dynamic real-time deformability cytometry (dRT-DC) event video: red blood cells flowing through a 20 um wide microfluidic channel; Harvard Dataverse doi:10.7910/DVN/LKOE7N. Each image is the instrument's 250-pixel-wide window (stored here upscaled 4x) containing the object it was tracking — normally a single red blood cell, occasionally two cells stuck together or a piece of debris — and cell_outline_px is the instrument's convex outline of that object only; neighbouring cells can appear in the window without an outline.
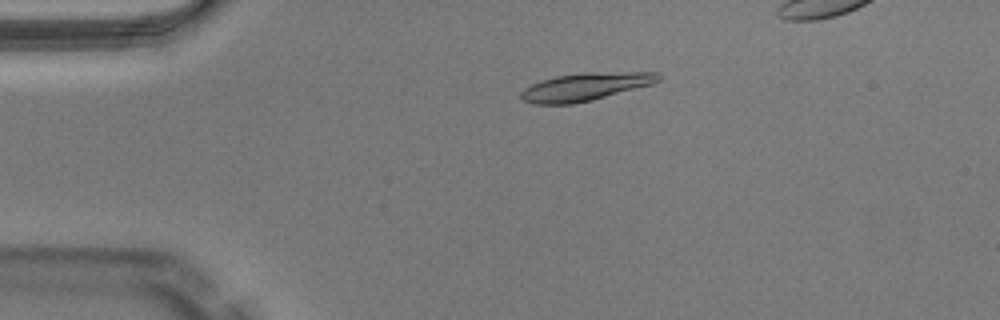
{"species": "Egyptian fruit bat (a non-hibernating species)", "species_latin": "Rousettus aegyptiacus", "temperature_condition": "warm", "stored_images_in_passage": 46, "segment_of_instrument_passage": [1, 2], "camera_frame_rate_fps": 3000, "um_per_image_px": 0.085, "animal": {"sex": "male"}, "frame": {"image": 1, "passage_image": 11, "time_ms": 3.333, "image_size_px": [1000, 320], "cell_outline_px": [[660, 80], [652, 84], [592, 100], [572, 104], [536, 104], [520, 100], [520, 92], [524, 88], [532, 84], [556, 76], [592, 72], [656, 72], [660, 76]], "centroid_in_image_um": [49.73, 7.38], "position_along_channel_um": 35.3, "area_um2": 22.08}}
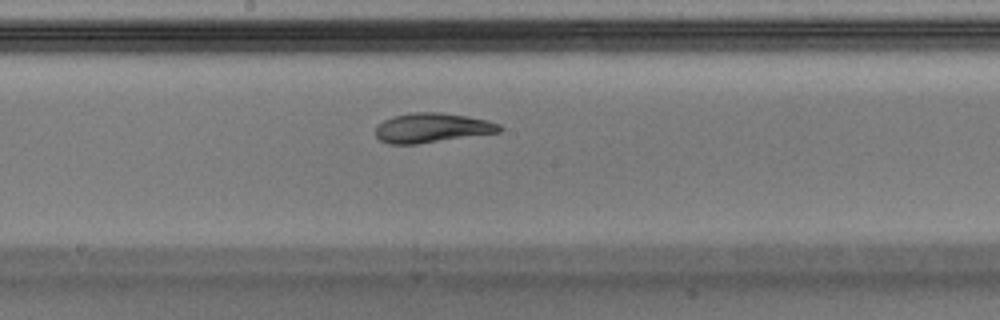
{"frame": {"image": 2, "passage_image": 27, "time_ms": 8.667, "image_size_px": [1000, 320], "cell_outline_px": [[504, 128], [500, 132], [416, 144], [388, 144], [380, 140], [376, 136], [376, 124], [384, 120], [408, 112], [440, 112], [468, 116], [488, 120], [500, 124]], "centroid_in_image_um": [36.73, 10.86], "position_along_channel_um": 211.5, "area_um2": 21.44}}
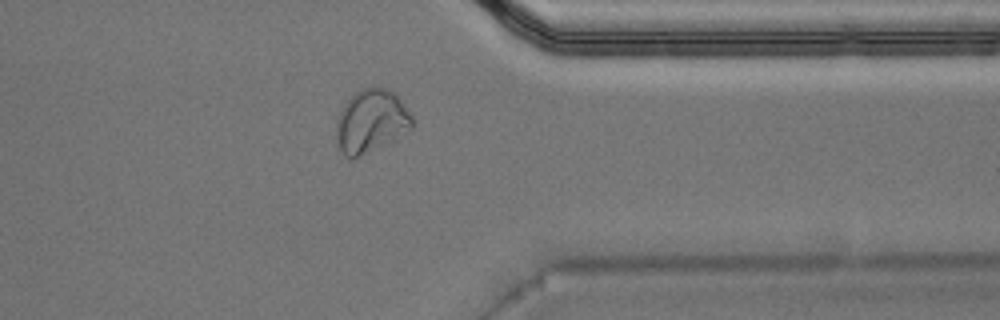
{"frame": {"image": 3, "passage_image": 40, "time_ms": 13.0, "image_size_px": [1000, 320], "cell_outline_px": [[412, 128], [356, 156], [344, 156], [336, 144], [336, 124], [340, 112], [344, 104], [360, 88], [372, 84], [396, 92], [412, 116]], "centroid_in_image_um": [31.52, 10.2], "position_along_channel_um": 379.9, "area_um2": 27.28}}